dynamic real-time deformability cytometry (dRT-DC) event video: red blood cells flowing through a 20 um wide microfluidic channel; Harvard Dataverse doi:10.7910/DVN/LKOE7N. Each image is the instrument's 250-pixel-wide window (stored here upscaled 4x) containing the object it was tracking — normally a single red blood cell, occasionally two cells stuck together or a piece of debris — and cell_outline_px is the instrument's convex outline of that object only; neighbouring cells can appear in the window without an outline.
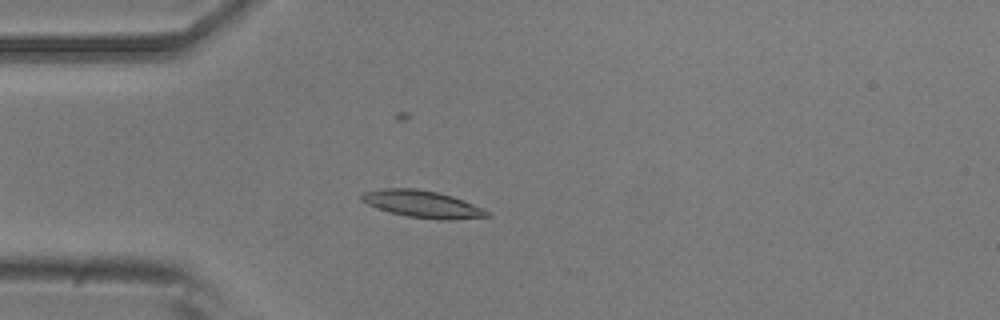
{"species": "common noctule bat (a hibernating species)", "species_latin": "Nyctalus noctula", "temperature_condition": "room temperature", "stored_images_in_passage": 5, "camera_frame_rate_fps": 3000, "um_per_image_px": 0.085, "animal": {"sex": "male", "body_mass_g": 20.5, "forearm_length_mm": 52.5}, "frame": {"image": 1, "passage_image": 1, "time_ms": 0.0, "image_size_px": [1000, 320], "cell_outline_px": [[492, 216], [448, 220], [444, 220], [408, 216], [388, 212], [368, 204], [360, 200], [360, 196], [364, 192], [384, 188], [416, 188], [440, 192], [464, 200], [488, 212]], "centroid_in_image_um": [35.88, 17.33], "position_along_channel_um": 49.1, "area_um2": 19.65}}